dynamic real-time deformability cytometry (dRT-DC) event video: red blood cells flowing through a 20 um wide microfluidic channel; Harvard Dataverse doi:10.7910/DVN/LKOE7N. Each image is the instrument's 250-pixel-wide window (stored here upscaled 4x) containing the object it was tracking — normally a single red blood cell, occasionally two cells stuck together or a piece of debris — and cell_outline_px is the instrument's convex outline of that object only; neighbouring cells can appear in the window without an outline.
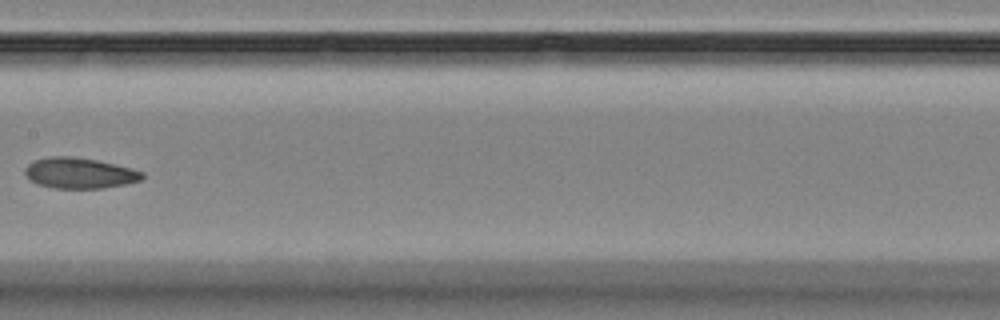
{"species": "Egyptian fruit bat (a non-hibernating species)", "species_latin": "Rousettus aegyptiacus", "temperature_condition": "room temperature", "stored_images_in_passage": 10, "camera_frame_rate_fps": 3000, "um_per_image_px": 0.085, "animal": {"sex": "female"}, "frame": {"image": 1, "passage_image": 7, "time_ms": 8.0, "image_size_px": [1000, 320], "cell_outline_px": [[144, 176], [140, 180], [124, 184], [104, 188], [52, 188], [40, 184], [32, 180], [24, 172], [24, 168], [28, 164], [36, 160], [52, 156], [72, 156], [96, 160], [144, 172]], "centroid_in_image_um": [6.75, 14.71], "position_along_channel_um": 200.7, "area_um2": 20.58}}
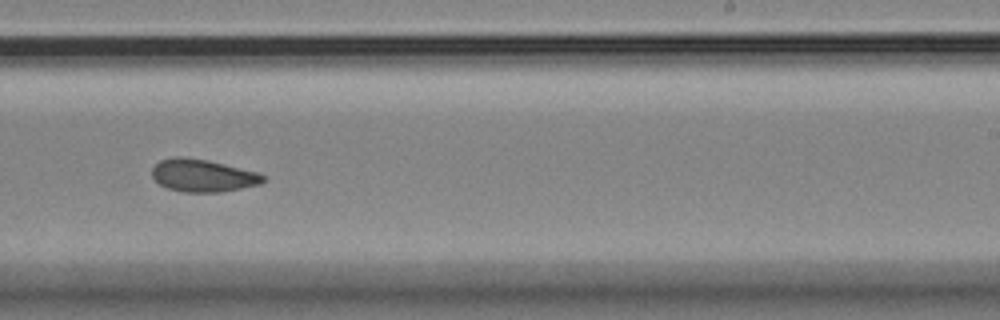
{"frame": {"image": 2, "passage_image": 9, "time_ms": 10.0, "image_size_px": [1000, 320], "cell_outline_px": [[264, 180], [260, 184], [220, 192], [184, 192], [168, 188], [160, 184], [152, 176], [152, 168], [160, 160], [176, 156], [180, 156], [208, 160], [260, 172], [264, 176]], "centroid_in_image_um": [17.24, 14.91], "position_along_channel_um": 271.8, "area_um2": 21.04}}
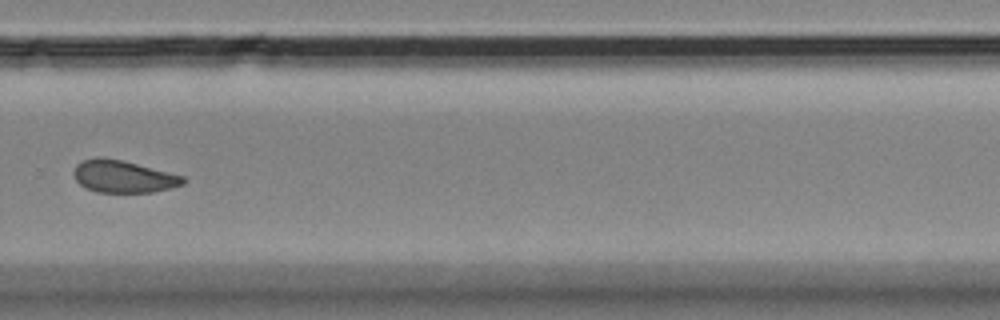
{"frame": {"image": 3, "passage_image": 10, "time_ms": 11.333, "image_size_px": [1000, 320], "cell_outline_px": [[188, 180], [184, 184], [172, 188], [152, 192], [96, 192], [84, 188], [76, 180], [72, 172], [76, 164], [84, 160], [96, 156], [100, 156], [120, 160], [184, 176]], "centroid_in_image_um": [10.46, 15.01], "position_along_channel_um": 319.3, "area_um2": 20.63}}